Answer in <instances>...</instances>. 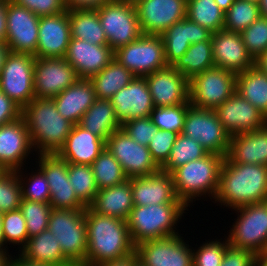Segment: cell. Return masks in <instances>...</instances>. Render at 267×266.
<instances>
[{"instance_id":"cell-34","label":"cell","mask_w":267,"mask_h":266,"mask_svg":"<svg viewBox=\"0 0 267 266\" xmlns=\"http://www.w3.org/2000/svg\"><path fill=\"white\" fill-rule=\"evenodd\" d=\"M236 91L267 118V74L256 66L238 73Z\"/></svg>"},{"instance_id":"cell-45","label":"cell","mask_w":267,"mask_h":266,"mask_svg":"<svg viewBox=\"0 0 267 266\" xmlns=\"http://www.w3.org/2000/svg\"><path fill=\"white\" fill-rule=\"evenodd\" d=\"M2 233L5 245L12 243L19 245L22 249L28 241V231L20 209L2 213Z\"/></svg>"},{"instance_id":"cell-28","label":"cell","mask_w":267,"mask_h":266,"mask_svg":"<svg viewBox=\"0 0 267 266\" xmlns=\"http://www.w3.org/2000/svg\"><path fill=\"white\" fill-rule=\"evenodd\" d=\"M226 158L234 163L267 166V123L254 131L231 136Z\"/></svg>"},{"instance_id":"cell-48","label":"cell","mask_w":267,"mask_h":266,"mask_svg":"<svg viewBox=\"0 0 267 266\" xmlns=\"http://www.w3.org/2000/svg\"><path fill=\"white\" fill-rule=\"evenodd\" d=\"M241 36L247 51L255 61L267 50V18L260 16Z\"/></svg>"},{"instance_id":"cell-62","label":"cell","mask_w":267,"mask_h":266,"mask_svg":"<svg viewBox=\"0 0 267 266\" xmlns=\"http://www.w3.org/2000/svg\"><path fill=\"white\" fill-rule=\"evenodd\" d=\"M214 1L219 6V8L225 13L236 0H214Z\"/></svg>"},{"instance_id":"cell-38","label":"cell","mask_w":267,"mask_h":266,"mask_svg":"<svg viewBox=\"0 0 267 266\" xmlns=\"http://www.w3.org/2000/svg\"><path fill=\"white\" fill-rule=\"evenodd\" d=\"M224 15L214 0H187L186 17L212 33L224 29Z\"/></svg>"},{"instance_id":"cell-5","label":"cell","mask_w":267,"mask_h":266,"mask_svg":"<svg viewBox=\"0 0 267 266\" xmlns=\"http://www.w3.org/2000/svg\"><path fill=\"white\" fill-rule=\"evenodd\" d=\"M185 210L183 203L134 205L126 220L133 244L178 235L177 222Z\"/></svg>"},{"instance_id":"cell-36","label":"cell","mask_w":267,"mask_h":266,"mask_svg":"<svg viewBox=\"0 0 267 266\" xmlns=\"http://www.w3.org/2000/svg\"><path fill=\"white\" fill-rule=\"evenodd\" d=\"M71 37L95 45H108L97 10H70Z\"/></svg>"},{"instance_id":"cell-13","label":"cell","mask_w":267,"mask_h":266,"mask_svg":"<svg viewBox=\"0 0 267 266\" xmlns=\"http://www.w3.org/2000/svg\"><path fill=\"white\" fill-rule=\"evenodd\" d=\"M106 149L120 163L128 178L148 176L160 170L153 161L148 146L135 142L122 129L106 140Z\"/></svg>"},{"instance_id":"cell-27","label":"cell","mask_w":267,"mask_h":266,"mask_svg":"<svg viewBox=\"0 0 267 266\" xmlns=\"http://www.w3.org/2000/svg\"><path fill=\"white\" fill-rule=\"evenodd\" d=\"M160 36L164 44L166 63L172 66L191 44L210 40L212 32L186 17L174 23Z\"/></svg>"},{"instance_id":"cell-32","label":"cell","mask_w":267,"mask_h":266,"mask_svg":"<svg viewBox=\"0 0 267 266\" xmlns=\"http://www.w3.org/2000/svg\"><path fill=\"white\" fill-rule=\"evenodd\" d=\"M19 255L34 263L50 266H72L73 264L64 256L59 242L48 229L38 235L28 238L26 245L19 250Z\"/></svg>"},{"instance_id":"cell-22","label":"cell","mask_w":267,"mask_h":266,"mask_svg":"<svg viewBox=\"0 0 267 266\" xmlns=\"http://www.w3.org/2000/svg\"><path fill=\"white\" fill-rule=\"evenodd\" d=\"M212 53L214 66L235 74L255 66L244 45L241 33L220 30L212 33Z\"/></svg>"},{"instance_id":"cell-1","label":"cell","mask_w":267,"mask_h":266,"mask_svg":"<svg viewBox=\"0 0 267 266\" xmlns=\"http://www.w3.org/2000/svg\"><path fill=\"white\" fill-rule=\"evenodd\" d=\"M214 200L232 209L267 201V166L234 163L224 157Z\"/></svg>"},{"instance_id":"cell-11","label":"cell","mask_w":267,"mask_h":266,"mask_svg":"<svg viewBox=\"0 0 267 266\" xmlns=\"http://www.w3.org/2000/svg\"><path fill=\"white\" fill-rule=\"evenodd\" d=\"M181 133L197 141L208 153L226 157L231 136L222 126L214 110L190 105Z\"/></svg>"},{"instance_id":"cell-69","label":"cell","mask_w":267,"mask_h":266,"mask_svg":"<svg viewBox=\"0 0 267 266\" xmlns=\"http://www.w3.org/2000/svg\"><path fill=\"white\" fill-rule=\"evenodd\" d=\"M249 1L258 3L260 0H249Z\"/></svg>"},{"instance_id":"cell-44","label":"cell","mask_w":267,"mask_h":266,"mask_svg":"<svg viewBox=\"0 0 267 266\" xmlns=\"http://www.w3.org/2000/svg\"><path fill=\"white\" fill-rule=\"evenodd\" d=\"M21 199L17 171L0 170V213L20 209Z\"/></svg>"},{"instance_id":"cell-49","label":"cell","mask_w":267,"mask_h":266,"mask_svg":"<svg viewBox=\"0 0 267 266\" xmlns=\"http://www.w3.org/2000/svg\"><path fill=\"white\" fill-rule=\"evenodd\" d=\"M228 246L227 238L223 242L215 239L201 244L196 251L193 249V266H221Z\"/></svg>"},{"instance_id":"cell-55","label":"cell","mask_w":267,"mask_h":266,"mask_svg":"<svg viewBox=\"0 0 267 266\" xmlns=\"http://www.w3.org/2000/svg\"><path fill=\"white\" fill-rule=\"evenodd\" d=\"M65 8L70 10H98L113 0H63Z\"/></svg>"},{"instance_id":"cell-33","label":"cell","mask_w":267,"mask_h":266,"mask_svg":"<svg viewBox=\"0 0 267 266\" xmlns=\"http://www.w3.org/2000/svg\"><path fill=\"white\" fill-rule=\"evenodd\" d=\"M78 125L105 142L114 131L121 129V123L115 115L110 99L96 98L93 105L84 113Z\"/></svg>"},{"instance_id":"cell-70","label":"cell","mask_w":267,"mask_h":266,"mask_svg":"<svg viewBox=\"0 0 267 266\" xmlns=\"http://www.w3.org/2000/svg\"><path fill=\"white\" fill-rule=\"evenodd\" d=\"M72 266H85V265H83V264H78V265H72Z\"/></svg>"},{"instance_id":"cell-8","label":"cell","mask_w":267,"mask_h":266,"mask_svg":"<svg viewBox=\"0 0 267 266\" xmlns=\"http://www.w3.org/2000/svg\"><path fill=\"white\" fill-rule=\"evenodd\" d=\"M114 59L136 77H145L168 67L160 35L142 34L135 41L116 49Z\"/></svg>"},{"instance_id":"cell-60","label":"cell","mask_w":267,"mask_h":266,"mask_svg":"<svg viewBox=\"0 0 267 266\" xmlns=\"http://www.w3.org/2000/svg\"><path fill=\"white\" fill-rule=\"evenodd\" d=\"M9 53V47L5 43L0 42V73L5 63L6 57Z\"/></svg>"},{"instance_id":"cell-51","label":"cell","mask_w":267,"mask_h":266,"mask_svg":"<svg viewBox=\"0 0 267 266\" xmlns=\"http://www.w3.org/2000/svg\"><path fill=\"white\" fill-rule=\"evenodd\" d=\"M121 129L135 142L148 146L158 127L149 116L125 121L121 124Z\"/></svg>"},{"instance_id":"cell-64","label":"cell","mask_w":267,"mask_h":266,"mask_svg":"<svg viewBox=\"0 0 267 266\" xmlns=\"http://www.w3.org/2000/svg\"><path fill=\"white\" fill-rule=\"evenodd\" d=\"M5 241L2 233V213H0V250H6L7 245L4 247Z\"/></svg>"},{"instance_id":"cell-15","label":"cell","mask_w":267,"mask_h":266,"mask_svg":"<svg viewBox=\"0 0 267 266\" xmlns=\"http://www.w3.org/2000/svg\"><path fill=\"white\" fill-rule=\"evenodd\" d=\"M189 246L178 234L141 242L135 252L145 266H193V250Z\"/></svg>"},{"instance_id":"cell-20","label":"cell","mask_w":267,"mask_h":266,"mask_svg":"<svg viewBox=\"0 0 267 266\" xmlns=\"http://www.w3.org/2000/svg\"><path fill=\"white\" fill-rule=\"evenodd\" d=\"M155 107L189 103V80L172 66L145 76Z\"/></svg>"},{"instance_id":"cell-67","label":"cell","mask_w":267,"mask_h":266,"mask_svg":"<svg viewBox=\"0 0 267 266\" xmlns=\"http://www.w3.org/2000/svg\"><path fill=\"white\" fill-rule=\"evenodd\" d=\"M10 0H0V4L8 3Z\"/></svg>"},{"instance_id":"cell-65","label":"cell","mask_w":267,"mask_h":266,"mask_svg":"<svg viewBox=\"0 0 267 266\" xmlns=\"http://www.w3.org/2000/svg\"><path fill=\"white\" fill-rule=\"evenodd\" d=\"M253 266H267V258L258 257Z\"/></svg>"},{"instance_id":"cell-52","label":"cell","mask_w":267,"mask_h":266,"mask_svg":"<svg viewBox=\"0 0 267 266\" xmlns=\"http://www.w3.org/2000/svg\"><path fill=\"white\" fill-rule=\"evenodd\" d=\"M37 16H51L67 11L63 0H11Z\"/></svg>"},{"instance_id":"cell-26","label":"cell","mask_w":267,"mask_h":266,"mask_svg":"<svg viewBox=\"0 0 267 266\" xmlns=\"http://www.w3.org/2000/svg\"><path fill=\"white\" fill-rule=\"evenodd\" d=\"M131 189L133 204L137 206L182 203L171 174L162 170L148 176L131 177Z\"/></svg>"},{"instance_id":"cell-10","label":"cell","mask_w":267,"mask_h":266,"mask_svg":"<svg viewBox=\"0 0 267 266\" xmlns=\"http://www.w3.org/2000/svg\"><path fill=\"white\" fill-rule=\"evenodd\" d=\"M237 74L219 67L206 69L189 80V102L196 108L215 110L236 91Z\"/></svg>"},{"instance_id":"cell-29","label":"cell","mask_w":267,"mask_h":266,"mask_svg":"<svg viewBox=\"0 0 267 266\" xmlns=\"http://www.w3.org/2000/svg\"><path fill=\"white\" fill-rule=\"evenodd\" d=\"M105 148L103 139L76 124L57 155L68 163L91 165Z\"/></svg>"},{"instance_id":"cell-23","label":"cell","mask_w":267,"mask_h":266,"mask_svg":"<svg viewBox=\"0 0 267 266\" xmlns=\"http://www.w3.org/2000/svg\"><path fill=\"white\" fill-rule=\"evenodd\" d=\"M69 12L39 18L35 58L65 57L71 40Z\"/></svg>"},{"instance_id":"cell-37","label":"cell","mask_w":267,"mask_h":266,"mask_svg":"<svg viewBox=\"0 0 267 266\" xmlns=\"http://www.w3.org/2000/svg\"><path fill=\"white\" fill-rule=\"evenodd\" d=\"M172 67L188 80L206 69L214 67L211 39L191 44L185 54L177 59Z\"/></svg>"},{"instance_id":"cell-17","label":"cell","mask_w":267,"mask_h":266,"mask_svg":"<svg viewBox=\"0 0 267 266\" xmlns=\"http://www.w3.org/2000/svg\"><path fill=\"white\" fill-rule=\"evenodd\" d=\"M33 78L35 98L48 99L56 97L79 79L63 57L36 58Z\"/></svg>"},{"instance_id":"cell-53","label":"cell","mask_w":267,"mask_h":266,"mask_svg":"<svg viewBox=\"0 0 267 266\" xmlns=\"http://www.w3.org/2000/svg\"><path fill=\"white\" fill-rule=\"evenodd\" d=\"M258 256L245 249L228 246L221 266H253Z\"/></svg>"},{"instance_id":"cell-7","label":"cell","mask_w":267,"mask_h":266,"mask_svg":"<svg viewBox=\"0 0 267 266\" xmlns=\"http://www.w3.org/2000/svg\"><path fill=\"white\" fill-rule=\"evenodd\" d=\"M238 213L227 236L229 245L253 252L258 257L267 254V201L234 209Z\"/></svg>"},{"instance_id":"cell-58","label":"cell","mask_w":267,"mask_h":266,"mask_svg":"<svg viewBox=\"0 0 267 266\" xmlns=\"http://www.w3.org/2000/svg\"><path fill=\"white\" fill-rule=\"evenodd\" d=\"M18 256L19 257H17V255H16V257H15L16 259L11 257L8 266H50V265H47V264H40V263L30 262V261L22 258L19 254H18Z\"/></svg>"},{"instance_id":"cell-18","label":"cell","mask_w":267,"mask_h":266,"mask_svg":"<svg viewBox=\"0 0 267 266\" xmlns=\"http://www.w3.org/2000/svg\"><path fill=\"white\" fill-rule=\"evenodd\" d=\"M134 4L142 34L161 35L186 18L187 0H139Z\"/></svg>"},{"instance_id":"cell-31","label":"cell","mask_w":267,"mask_h":266,"mask_svg":"<svg viewBox=\"0 0 267 266\" xmlns=\"http://www.w3.org/2000/svg\"><path fill=\"white\" fill-rule=\"evenodd\" d=\"M88 207L97 214L127 220L134 207L131 178L121 184L100 189Z\"/></svg>"},{"instance_id":"cell-66","label":"cell","mask_w":267,"mask_h":266,"mask_svg":"<svg viewBox=\"0 0 267 266\" xmlns=\"http://www.w3.org/2000/svg\"><path fill=\"white\" fill-rule=\"evenodd\" d=\"M133 266H145L139 260Z\"/></svg>"},{"instance_id":"cell-3","label":"cell","mask_w":267,"mask_h":266,"mask_svg":"<svg viewBox=\"0 0 267 266\" xmlns=\"http://www.w3.org/2000/svg\"><path fill=\"white\" fill-rule=\"evenodd\" d=\"M22 117L37 154H57L74 125L48 98H34L22 109Z\"/></svg>"},{"instance_id":"cell-39","label":"cell","mask_w":267,"mask_h":266,"mask_svg":"<svg viewBox=\"0 0 267 266\" xmlns=\"http://www.w3.org/2000/svg\"><path fill=\"white\" fill-rule=\"evenodd\" d=\"M209 153L194 139L179 133L171 149L170 156L160 170L172 173L190 161L203 158Z\"/></svg>"},{"instance_id":"cell-19","label":"cell","mask_w":267,"mask_h":266,"mask_svg":"<svg viewBox=\"0 0 267 266\" xmlns=\"http://www.w3.org/2000/svg\"><path fill=\"white\" fill-rule=\"evenodd\" d=\"M33 149L23 117L0 126V170H20Z\"/></svg>"},{"instance_id":"cell-14","label":"cell","mask_w":267,"mask_h":266,"mask_svg":"<svg viewBox=\"0 0 267 266\" xmlns=\"http://www.w3.org/2000/svg\"><path fill=\"white\" fill-rule=\"evenodd\" d=\"M39 169L44 173L50 187L52 209H86L69 183L68 162L57 154H38Z\"/></svg>"},{"instance_id":"cell-9","label":"cell","mask_w":267,"mask_h":266,"mask_svg":"<svg viewBox=\"0 0 267 266\" xmlns=\"http://www.w3.org/2000/svg\"><path fill=\"white\" fill-rule=\"evenodd\" d=\"M97 12L108 45L113 51L142 35L134 3L113 0L104 4Z\"/></svg>"},{"instance_id":"cell-40","label":"cell","mask_w":267,"mask_h":266,"mask_svg":"<svg viewBox=\"0 0 267 266\" xmlns=\"http://www.w3.org/2000/svg\"><path fill=\"white\" fill-rule=\"evenodd\" d=\"M91 167L99 190L121 184L128 179L120 163L106 148L94 160Z\"/></svg>"},{"instance_id":"cell-6","label":"cell","mask_w":267,"mask_h":266,"mask_svg":"<svg viewBox=\"0 0 267 266\" xmlns=\"http://www.w3.org/2000/svg\"><path fill=\"white\" fill-rule=\"evenodd\" d=\"M86 209H52L48 230L59 242L64 256L73 264H85L87 254Z\"/></svg>"},{"instance_id":"cell-2","label":"cell","mask_w":267,"mask_h":266,"mask_svg":"<svg viewBox=\"0 0 267 266\" xmlns=\"http://www.w3.org/2000/svg\"><path fill=\"white\" fill-rule=\"evenodd\" d=\"M87 254L85 266H97L135 252L127 221L85 210Z\"/></svg>"},{"instance_id":"cell-61","label":"cell","mask_w":267,"mask_h":266,"mask_svg":"<svg viewBox=\"0 0 267 266\" xmlns=\"http://www.w3.org/2000/svg\"><path fill=\"white\" fill-rule=\"evenodd\" d=\"M11 254L9 255L8 250H0V266H8L10 259H11Z\"/></svg>"},{"instance_id":"cell-16","label":"cell","mask_w":267,"mask_h":266,"mask_svg":"<svg viewBox=\"0 0 267 266\" xmlns=\"http://www.w3.org/2000/svg\"><path fill=\"white\" fill-rule=\"evenodd\" d=\"M39 16L11 0L7 3V33L5 44L10 52L36 53L38 46Z\"/></svg>"},{"instance_id":"cell-43","label":"cell","mask_w":267,"mask_h":266,"mask_svg":"<svg viewBox=\"0 0 267 266\" xmlns=\"http://www.w3.org/2000/svg\"><path fill=\"white\" fill-rule=\"evenodd\" d=\"M51 210L49 203L21 199L20 211L25 218L29 238L48 228Z\"/></svg>"},{"instance_id":"cell-56","label":"cell","mask_w":267,"mask_h":266,"mask_svg":"<svg viewBox=\"0 0 267 266\" xmlns=\"http://www.w3.org/2000/svg\"><path fill=\"white\" fill-rule=\"evenodd\" d=\"M137 261H138L137 253L133 252L130 255L125 256L123 258L107 261L97 266H133Z\"/></svg>"},{"instance_id":"cell-68","label":"cell","mask_w":267,"mask_h":266,"mask_svg":"<svg viewBox=\"0 0 267 266\" xmlns=\"http://www.w3.org/2000/svg\"><path fill=\"white\" fill-rule=\"evenodd\" d=\"M123 1H130V2H132V3H135V2L138 1V0H123Z\"/></svg>"},{"instance_id":"cell-21","label":"cell","mask_w":267,"mask_h":266,"mask_svg":"<svg viewBox=\"0 0 267 266\" xmlns=\"http://www.w3.org/2000/svg\"><path fill=\"white\" fill-rule=\"evenodd\" d=\"M214 111L230 136L254 131L267 123V118L237 91Z\"/></svg>"},{"instance_id":"cell-50","label":"cell","mask_w":267,"mask_h":266,"mask_svg":"<svg viewBox=\"0 0 267 266\" xmlns=\"http://www.w3.org/2000/svg\"><path fill=\"white\" fill-rule=\"evenodd\" d=\"M179 133L158 129L148 145L151 157L161 168L170 156L171 149Z\"/></svg>"},{"instance_id":"cell-30","label":"cell","mask_w":267,"mask_h":266,"mask_svg":"<svg viewBox=\"0 0 267 266\" xmlns=\"http://www.w3.org/2000/svg\"><path fill=\"white\" fill-rule=\"evenodd\" d=\"M58 112L74 125L78 124L84 113L96 100L94 86L89 79H78L52 98Z\"/></svg>"},{"instance_id":"cell-54","label":"cell","mask_w":267,"mask_h":266,"mask_svg":"<svg viewBox=\"0 0 267 266\" xmlns=\"http://www.w3.org/2000/svg\"><path fill=\"white\" fill-rule=\"evenodd\" d=\"M22 117V108L0 90V126Z\"/></svg>"},{"instance_id":"cell-25","label":"cell","mask_w":267,"mask_h":266,"mask_svg":"<svg viewBox=\"0 0 267 266\" xmlns=\"http://www.w3.org/2000/svg\"><path fill=\"white\" fill-rule=\"evenodd\" d=\"M64 59L72 65L79 79H90L114 59V51L109 45L71 38Z\"/></svg>"},{"instance_id":"cell-42","label":"cell","mask_w":267,"mask_h":266,"mask_svg":"<svg viewBox=\"0 0 267 266\" xmlns=\"http://www.w3.org/2000/svg\"><path fill=\"white\" fill-rule=\"evenodd\" d=\"M68 176L76 196L88 207L99 191L91 165L68 163Z\"/></svg>"},{"instance_id":"cell-35","label":"cell","mask_w":267,"mask_h":266,"mask_svg":"<svg viewBox=\"0 0 267 266\" xmlns=\"http://www.w3.org/2000/svg\"><path fill=\"white\" fill-rule=\"evenodd\" d=\"M136 76L113 59L102 71L89 80L94 86L96 98L110 99L120 89L127 86Z\"/></svg>"},{"instance_id":"cell-4","label":"cell","mask_w":267,"mask_h":266,"mask_svg":"<svg viewBox=\"0 0 267 266\" xmlns=\"http://www.w3.org/2000/svg\"><path fill=\"white\" fill-rule=\"evenodd\" d=\"M223 160L224 156L209 153L171 173L177 197L187 208L195 198L198 200L197 197L215 198Z\"/></svg>"},{"instance_id":"cell-24","label":"cell","mask_w":267,"mask_h":266,"mask_svg":"<svg viewBox=\"0 0 267 266\" xmlns=\"http://www.w3.org/2000/svg\"><path fill=\"white\" fill-rule=\"evenodd\" d=\"M110 101L121 124L131 119L149 117L155 108L145 77H135Z\"/></svg>"},{"instance_id":"cell-57","label":"cell","mask_w":267,"mask_h":266,"mask_svg":"<svg viewBox=\"0 0 267 266\" xmlns=\"http://www.w3.org/2000/svg\"><path fill=\"white\" fill-rule=\"evenodd\" d=\"M7 3L0 4V42L5 43L7 33L6 21Z\"/></svg>"},{"instance_id":"cell-46","label":"cell","mask_w":267,"mask_h":266,"mask_svg":"<svg viewBox=\"0 0 267 266\" xmlns=\"http://www.w3.org/2000/svg\"><path fill=\"white\" fill-rule=\"evenodd\" d=\"M22 172L21 169L17 170V176L21 185L22 199L50 203V187L44 173L38 168V170L36 171L35 169V172H32L28 178V175L24 177Z\"/></svg>"},{"instance_id":"cell-63","label":"cell","mask_w":267,"mask_h":266,"mask_svg":"<svg viewBox=\"0 0 267 266\" xmlns=\"http://www.w3.org/2000/svg\"><path fill=\"white\" fill-rule=\"evenodd\" d=\"M258 4L260 16L267 18V0H260Z\"/></svg>"},{"instance_id":"cell-59","label":"cell","mask_w":267,"mask_h":266,"mask_svg":"<svg viewBox=\"0 0 267 266\" xmlns=\"http://www.w3.org/2000/svg\"><path fill=\"white\" fill-rule=\"evenodd\" d=\"M255 66L263 73L267 74V50L255 60Z\"/></svg>"},{"instance_id":"cell-41","label":"cell","mask_w":267,"mask_h":266,"mask_svg":"<svg viewBox=\"0 0 267 266\" xmlns=\"http://www.w3.org/2000/svg\"><path fill=\"white\" fill-rule=\"evenodd\" d=\"M260 17L259 4L236 0L224 15V30L241 33Z\"/></svg>"},{"instance_id":"cell-12","label":"cell","mask_w":267,"mask_h":266,"mask_svg":"<svg viewBox=\"0 0 267 266\" xmlns=\"http://www.w3.org/2000/svg\"><path fill=\"white\" fill-rule=\"evenodd\" d=\"M35 59L30 54L10 52L0 73V90L22 109L35 98Z\"/></svg>"},{"instance_id":"cell-47","label":"cell","mask_w":267,"mask_h":266,"mask_svg":"<svg viewBox=\"0 0 267 266\" xmlns=\"http://www.w3.org/2000/svg\"><path fill=\"white\" fill-rule=\"evenodd\" d=\"M189 106L190 102L174 107H155L151 113V118L158 129L181 133Z\"/></svg>"}]
</instances>
